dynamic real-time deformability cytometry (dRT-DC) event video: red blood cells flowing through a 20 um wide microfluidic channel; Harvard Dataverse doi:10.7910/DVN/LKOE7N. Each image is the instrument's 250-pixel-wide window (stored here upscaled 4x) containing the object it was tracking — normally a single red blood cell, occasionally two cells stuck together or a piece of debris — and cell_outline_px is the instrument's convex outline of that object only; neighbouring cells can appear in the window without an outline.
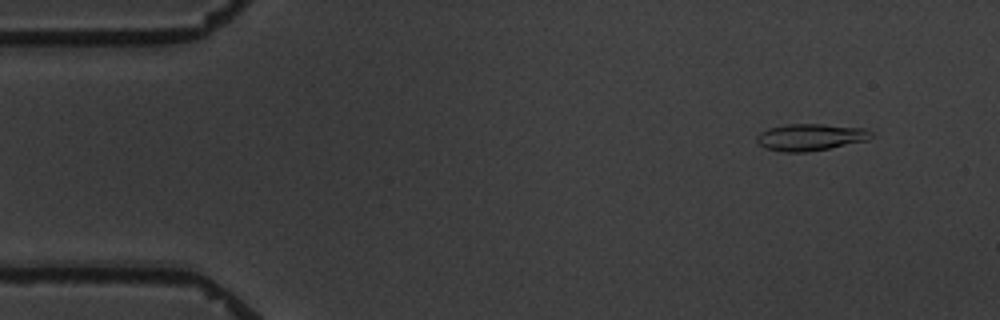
{"species": "common noctule bat (a hibernating species)", "species_latin": "Nyctalus noctula", "temperature_condition": "warm", "stored_images_in_passage": 4, "camera_frame_rate_fps": 3000, "um_per_image_px": 0.085, "animal": {"sex": "male", "body_mass_g": 19.5, "forearm_length_mm": 54.6}, "frame": {"image": 1, "passage_image": 2, "time_ms": 1.0, "image_size_px": [1000, 320], "cell_outline_px": [[872, 136], [868, 140], [808, 152], [780, 152], [764, 148], [756, 144], [756, 136], [760, 132], [768, 128], [788, 124], [824, 124], [868, 128], [872, 132]], "centroid_in_image_um": [68.85, 11.66], "position_along_channel_um": 16.1, "area_um2": 18.15}}